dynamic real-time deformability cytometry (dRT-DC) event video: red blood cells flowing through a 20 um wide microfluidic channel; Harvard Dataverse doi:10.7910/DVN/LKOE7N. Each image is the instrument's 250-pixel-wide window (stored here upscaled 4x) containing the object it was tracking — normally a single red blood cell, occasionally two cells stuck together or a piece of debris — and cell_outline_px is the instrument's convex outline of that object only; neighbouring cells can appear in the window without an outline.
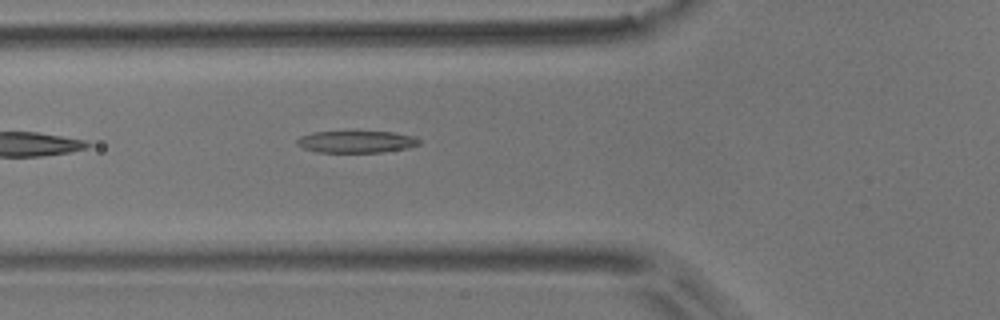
{"species": "common noctule bat (a hibernating species)", "species_latin": "Nyctalus noctula", "temperature_condition": "room temperature", "stored_images_in_passage": 6, "camera_frame_rate_fps": 3000, "um_per_image_px": 0.085, "animal": {"sex": "male", "body_mass_g": 17.9}, "frame": {"image": 1, "passage_image": 6, "time_ms": 1.667, "image_size_px": [1000, 320], "cell_outline_px": [[420, 144], [408, 148], [380, 152], [316, 152], [304, 148], [296, 144], [296, 140], [300, 136], [312, 132], [392, 132], [412, 136], [420, 140]], "centroid_in_image_um": [30.26, 12.05], "position_along_channel_um": 95.5, "area_um2": 15.49}}